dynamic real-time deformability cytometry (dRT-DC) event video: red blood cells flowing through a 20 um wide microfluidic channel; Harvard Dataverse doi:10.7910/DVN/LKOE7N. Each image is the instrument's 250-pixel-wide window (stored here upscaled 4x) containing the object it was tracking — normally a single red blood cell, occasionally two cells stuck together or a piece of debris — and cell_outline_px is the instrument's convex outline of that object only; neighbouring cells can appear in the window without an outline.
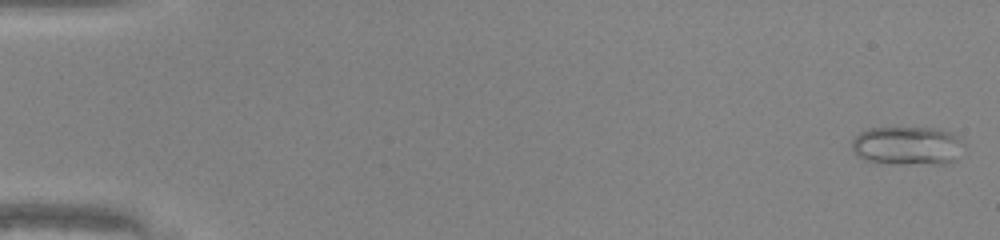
{"species": "common noctule bat (a hibernating species)", "species_latin": "Nyctalus noctula", "temperature_condition": "warm", "stored_images_in_passage": 49, "camera_frame_rate_fps": 3000, "um_per_image_px": 0.085, "animal": {"sex": "male", "body_mass_g": 20.0, "forearm_length_mm": 53.3}, "frame": {"image": 1, "passage_image": 1, "time_ms": 0.0, "image_size_px": [1000, 240], "cell_outline_px": [[964, 144], [956, 160], [948, 164], [880, 164], [864, 160], [852, 148], [852, 140], [860, 132], [868, 128], [940, 128], [952, 132]], "centroid_in_image_um": [77.15, 12.4], "position_along_channel_um": 7.9, "area_um2": 25.61}}
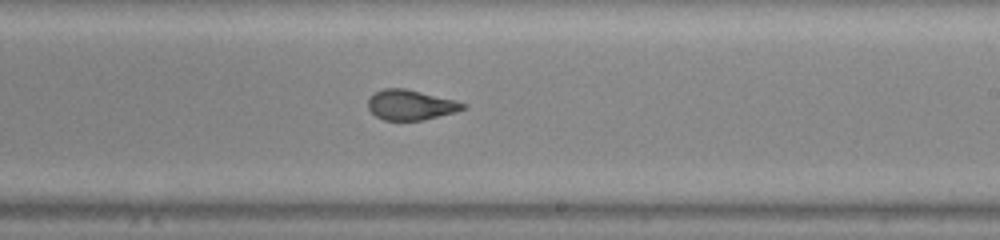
{"frame": {"image": 2, "passage_image": 30, "time_ms": 9.667, "image_size_px": [1000, 240], "cell_outline_px": [[468, 108], [456, 112], [424, 120], [384, 120], [376, 116], [368, 108], [368, 100], [376, 92], [384, 88], [404, 88], [456, 100], [468, 104]], "centroid_in_image_um": [34.96, 8.92], "position_along_channel_um": 254.0, "area_um2": 16.7}}
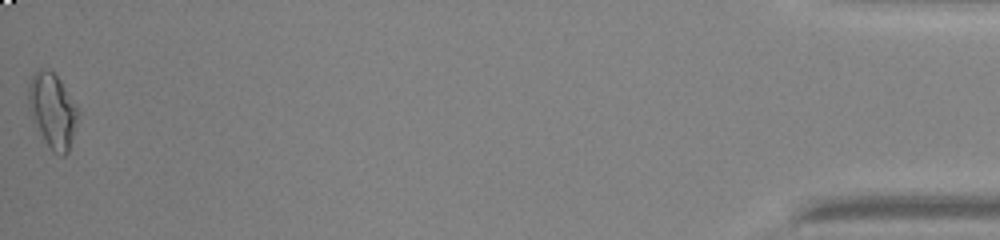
{"frame": {"image": 3, "passage_image": 49, "time_ms": 16.0, "image_size_px": [1000, 240], "cell_outline_px": [[80, 112], [68, 152], [64, 156], [60, 156], [52, 152], [48, 148], [32, 120], [28, 108], [28, 84], [32, 76], [40, 68], [48, 68], [60, 80]], "centroid_in_image_um": [4.45, 9.42], "position_along_channel_um": 430.8, "area_um2": 21.73}, "authors_computed_cell_mechanics": {"area_um2": 18.3804, "velocity_mm_per_s": 4.2511, "shape_relaxation_time_tau1_ms": null, "shape_relaxation_time_tau2_ms": 0.8681, "deformation_change_tau1": null, "deformation_change_tau2": 0.0711}}